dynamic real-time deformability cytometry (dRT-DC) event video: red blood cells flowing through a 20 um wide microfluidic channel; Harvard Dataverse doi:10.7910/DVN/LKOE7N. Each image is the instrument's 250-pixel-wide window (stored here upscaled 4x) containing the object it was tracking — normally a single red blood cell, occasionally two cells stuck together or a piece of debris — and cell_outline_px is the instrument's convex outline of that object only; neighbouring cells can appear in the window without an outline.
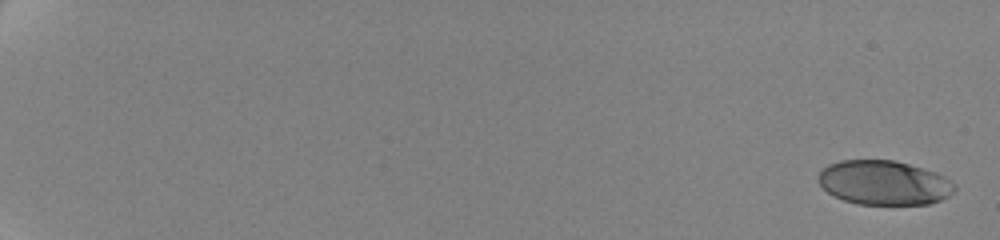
{"species": "human", "species_latin": "Homo sapiens", "temperature_condition": "cold", "stored_images_in_passage": 48, "camera_frame_rate_fps": 3000, "um_per_image_px": 0.085, "donor": {"sex": "female"}, "frame": {"image": 1, "passage_image": 1, "time_ms": 0.0, "image_size_px": [1000, 240], "cell_outline_px": [[956, 188], [948, 196], [940, 200], [928, 204], [856, 204], [844, 200], [828, 192], [820, 184], [816, 176], [828, 164], [840, 160], [892, 160], [908, 164], [936, 172], [944, 176], [956, 184]], "centroid_in_image_um": [75.14, 15.53], "position_along_channel_um": 9.9, "area_um2": 35.14}}
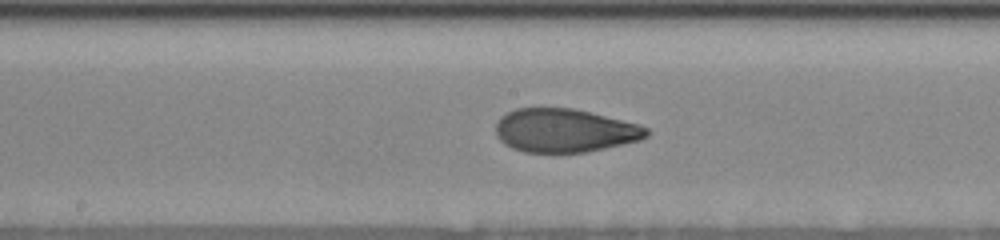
{"frame": {"image": 2, "passage_image": 26, "time_ms": 11.667, "image_size_px": [1000, 240], "cell_outline_px": [[648, 136], [640, 140], [604, 148], [584, 152], [524, 152], [512, 148], [504, 144], [496, 136], [496, 120], [500, 116], [516, 108], [572, 108], [636, 124], [648, 128]], "centroid_in_image_um": [47.93, 11.09], "position_along_channel_um": 200.3, "area_um2": 37.92}}
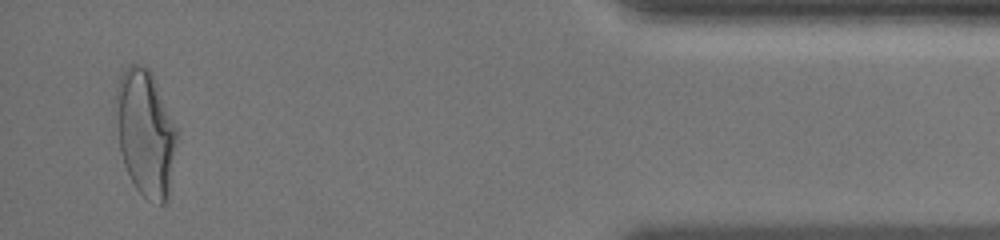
{"frame": {"image": 3, "passage_image": 46, "time_ms": 19.333, "image_size_px": [1000, 240], "cell_outline_px": [[176, 140], [168, 200], [164, 204], [160, 204], [148, 200], [136, 188], [124, 164], [120, 152], [112, 116], [112, 112], [116, 88], [120, 76], [124, 68], [132, 64], [144, 64], [148, 68], [152, 76], [176, 128]], "centroid_in_image_um": [12.28, 11.28], "position_along_channel_um": 422.9, "area_um2": 45.08}, "authors_computed_cell_mechanics": {"area_um2": 38.2058, "velocity_mm_per_s": 3.5174, "shape_relaxation_time_tau1_ms": 5.2658, "shape_relaxation_time_tau2_ms": 1.0385, "deformation_change_tau1": 0.1787, "deformation_change_tau2": 0.0633}}